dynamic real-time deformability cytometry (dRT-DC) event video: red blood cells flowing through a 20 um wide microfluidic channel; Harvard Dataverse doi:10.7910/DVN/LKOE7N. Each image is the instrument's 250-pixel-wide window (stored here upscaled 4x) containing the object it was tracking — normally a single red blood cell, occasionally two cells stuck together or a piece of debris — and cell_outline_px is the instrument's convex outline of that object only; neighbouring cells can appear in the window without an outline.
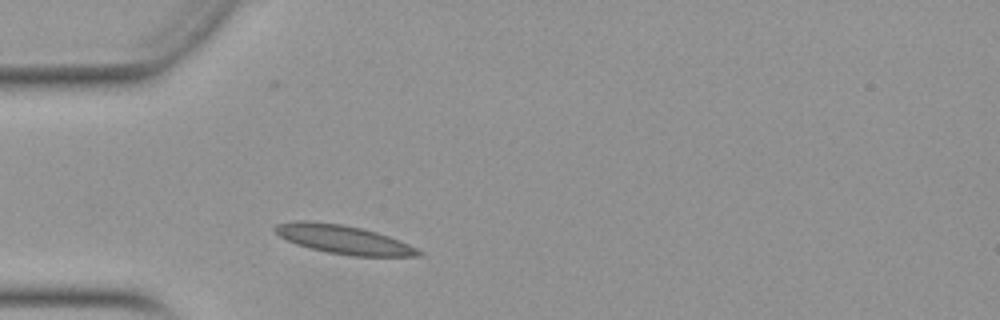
{"species": "Egyptian fruit bat (a non-hibernating species)", "species_latin": "Rousettus aegyptiacus", "temperature_condition": "warm", "stored_images_in_passage": 26, "camera_frame_rate_fps": 3000, "um_per_image_px": 0.085, "animal": {"sex": "female"}, "frame": {"image": 1, "passage_image": 5, "time_ms": 1.333, "image_size_px": [1000, 320], "cell_outline_px": [[424, 256], [352, 256], [328, 252], [308, 248], [296, 244], [280, 236], [272, 228], [276, 224], [292, 220], [308, 220], [344, 224], [376, 232], [388, 236], [408, 244], [424, 252]], "centroid_in_image_um": [29.17, 20.35], "position_along_channel_um": 55.8, "area_um2": 24.1}}
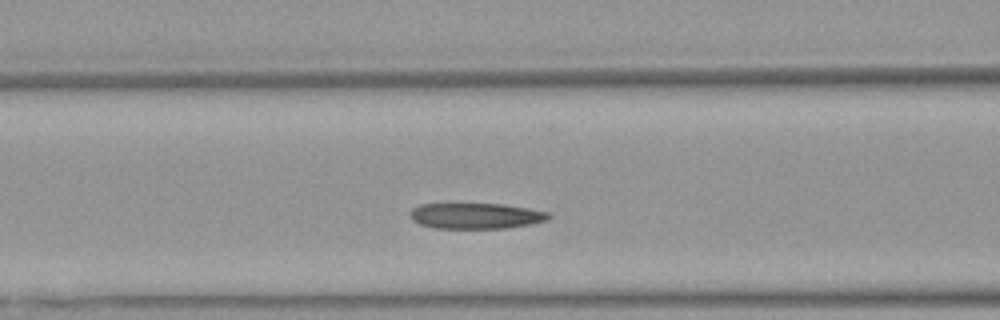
{"frame": {"image": 2, "passage_image": 11, "time_ms": 3.333, "image_size_px": [1000, 320], "cell_outline_px": [[552, 216], [548, 220], [532, 224], [504, 228], [436, 228], [420, 224], [412, 220], [412, 208], [420, 204], [504, 204], [528, 208], [548, 212]], "centroid_in_image_um": [40.5, 18.35], "position_along_channel_um": 126.1, "area_um2": 20.69}}
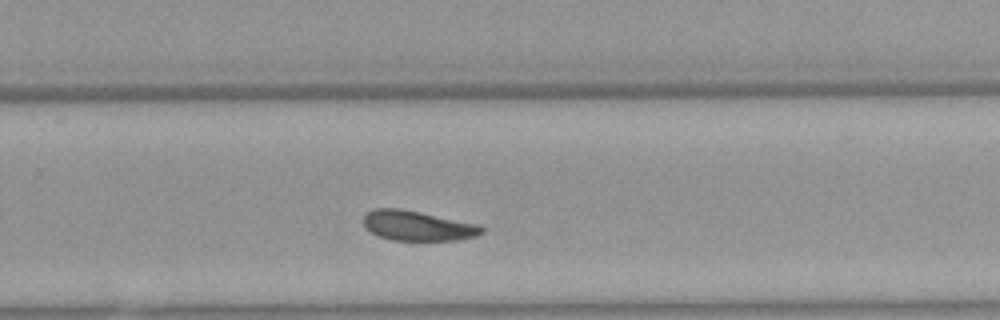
{"frame": {"image": 3, "passage_image": 24, "time_ms": 7.667, "image_size_px": [1000, 320], "cell_outline_px": [[484, 232], [476, 236], [456, 240], [392, 240], [380, 236], [364, 228], [364, 216], [368, 212], [376, 208], [400, 208], [420, 212], [476, 224], [484, 228]], "centroid_in_image_um": [35.47, 19.19], "position_along_channel_um": 294.3, "area_um2": 20.35}}